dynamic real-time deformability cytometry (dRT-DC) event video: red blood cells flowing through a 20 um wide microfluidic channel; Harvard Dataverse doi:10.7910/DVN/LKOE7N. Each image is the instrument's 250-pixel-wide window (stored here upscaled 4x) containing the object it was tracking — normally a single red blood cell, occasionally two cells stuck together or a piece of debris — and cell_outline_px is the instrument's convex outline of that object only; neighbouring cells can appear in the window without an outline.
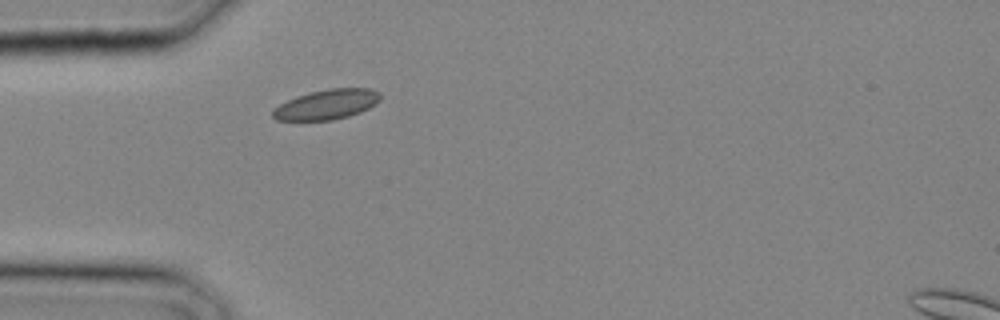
{"species": "common noctule bat (a hibernating species)", "species_latin": "Nyctalus noctula", "temperature_condition": "cold", "stored_images_in_passage": 9, "camera_frame_rate_fps": 3000, "um_per_image_px": 0.085, "animal": {"sex": "male", "body_mass_g": 20.4}, "frame": {"image": 1, "passage_image": 1, "time_ms": 0.0, "image_size_px": [1000, 320], "cell_outline_px": [[380, 100], [376, 104], [360, 112], [348, 116], [332, 120], [276, 120], [272, 116], [272, 112], [280, 104], [296, 96], [308, 92], [328, 88], [372, 88], [380, 92]], "centroid_in_image_um": [27.8, 8.86], "position_along_channel_um": 57.2, "area_um2": 18.79}}
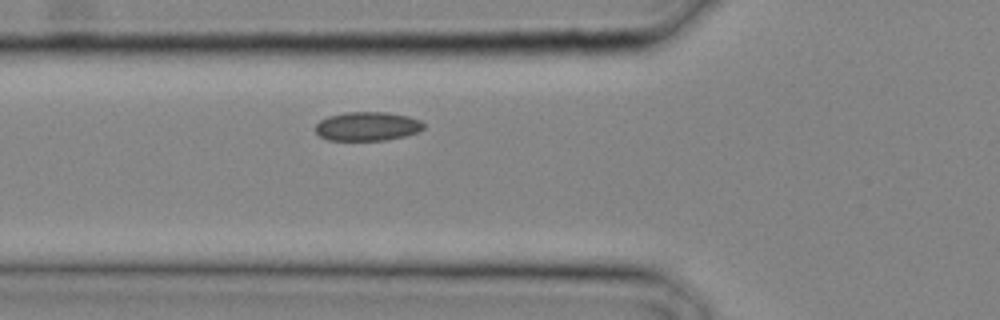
{"frame": {"image": 2, "passage_image": 3, "time_ms": 0.667, "image_size_px": [1000, 320], "cell_outline_px": [[424, 128], [416, 132], [404, 136], [384, 140], [328, 140], [320, 136], [316, 132], [316, 124], [320, 120], [328, 116], [348, 112], [388, 112], [408, 116], [420, 120], [424, 124]], "centroid_in_image_um": [31.22, 10.73], "position_along_channel_um": 94.6, "area_um2": 18.15}}
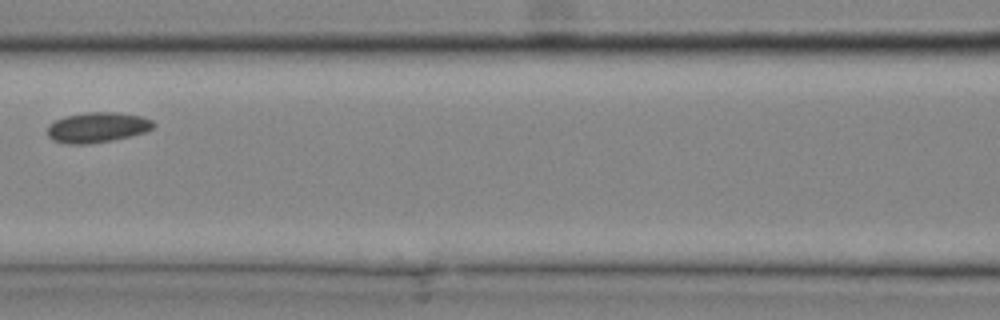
{"frame": {"image": 3, "passage_image": 6, "time_ms": 1.667, "image_size_px": [1000, 320], "cell_outline_px": [[156, 124], [152, 128], [144, 132], [132, 136], [112, 140], [88, 144], [64, 144], [52, 140], [48, 136], [48, 124], [64, 116], [88, 112], [116, 112], [140, 116], [152, 120]], "centroid_in_image_um": [8.25, 10.83], "position_along_channel_um": 158.3, "area_um2": 18.79}}